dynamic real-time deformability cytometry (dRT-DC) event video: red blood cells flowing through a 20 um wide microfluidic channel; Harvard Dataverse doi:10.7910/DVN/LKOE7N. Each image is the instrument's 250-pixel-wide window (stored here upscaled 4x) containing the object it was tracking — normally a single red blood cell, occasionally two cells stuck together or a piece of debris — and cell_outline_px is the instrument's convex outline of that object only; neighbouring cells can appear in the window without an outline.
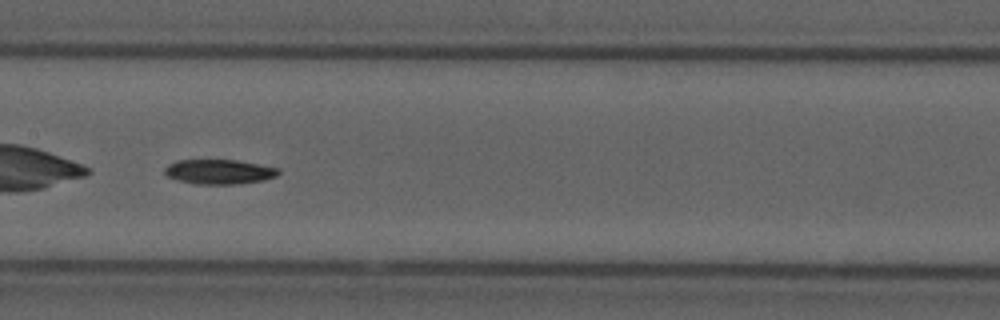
{"species": "common noctule bat (a hibernating species)", "species_latin": "Nyctalus noctula", "temperature_condition": "cold", "stored_images_in_passage": 44, "camera_frame_rate_fps": 3000, "um_per_image_px": 0.085, "animal": {"sex": "male", "forearm_length_mm": 52.5}, "frame": {"image": 1, "passage_image": 18, "time_ms": 5.667, "image_size_px": [1000, 320], "cell_outline_px": [[280, 172], [276, 176], [264, 180], [232, 184], [196, 184], [176, 180], [164, 176], [164, 168], [168, 164], [176, 160], [236, 160], [280, 168]], "centroid_in_image_um": [18.58, 14.6], "position_along_channel_um": 188.8, "area_um2": 16.47}}
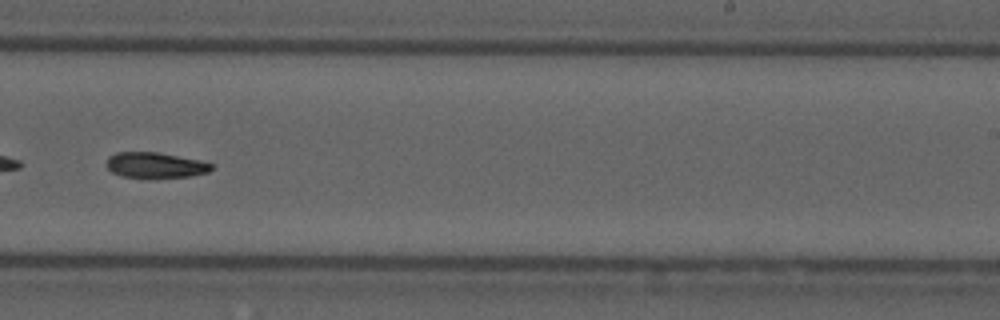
{"frame": {"image": 2, "passage_image": 25, "time_ms": 8.0, "image_size_px": [1000, 320], "cell_outline_px": [[216, 164], [208, 172], [188, 176], [120, 176], [112, 172], [108, 168], [108, 156], [116, 152], [160, 152], [200, 160]], "centroid_in_image_um": [13.23, 14.0], "position_along_channel_um": 275.8, "area_um2": 15.26}}
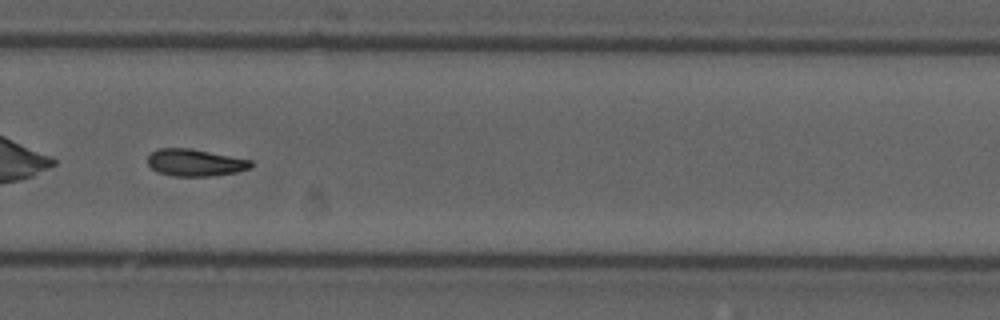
{"frame": {"image": 3, "passage_image": 28, "time_ms": 9.0, "image_size_px": [1000, 320], "cell_outline_px": [[256, 164], [252, 168], [236, 172], [208, 176], [172, 176], [156, 172], [148, 164], [148, 156], [156, 148], [192, 148], [252, 160]], "centroid_in_image_um": [16.61, 13.82], "position_along_channel_um": 313.2, "area_um2": 16.53}}